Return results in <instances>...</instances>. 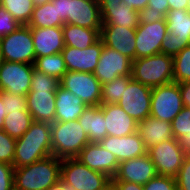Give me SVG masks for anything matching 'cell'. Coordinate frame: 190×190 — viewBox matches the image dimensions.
Here are the masks:
<instances>
[{
	"mask_svg": "<svg viewBox=\"0 0 190 190\" xmlns=\"http://www.w3.org/2000/svg\"><path fill=\"white\" fill-rule=\"evenodd\" d=\"M47 190H76L71 184H65L61 180L49 187Z\"/></svg>",
	"mask_w": 190,
	"mask_h": 190,
	"instance_id": "cell-48",
	"label": "cell"
},
{
	"mask_svg": "<svg viewBox=\"0 0 190 190\" xmlns=\"http://www.w3.org/2000/svg\"><path fill=\"white\" fill-rule=\"evenodd\" d=\"M34 6L44 5L51 0H32Z\"/></svg>",
	"mask_w": 190,
	"mask_h": 190,
	"instance_id": "cell-50",
	"label": "cell"
},
{
	"mask_svg": "<svg viewBox=\"0 0 190 190\" xmlns=\"http://www.w3.org/2000/svg\"><path fill=\"white\" fill-rule=\"evenodd\" d=\"M34 68L58 80L67 72L65 61L61 53L36 58Z\"/></svg>",
	"mask_w": 190,
	"mask_h": 190,
	"instance_id": "cell-32",
	"label": "cell"
},
{
	"mask_svg": "<svg viewBox=\"0 0 190 190\" xmlns=\"http://www.w3.org/2000/svg\"><path fill=\"white\" fill-rule=\"evenodd\" d=\"M0 190H14V166L0 162Z\"/></svg>",
	"mask_w": 190,
	"mask_h": 190,
	"instance_id": "cell-43",
	"label": "cell"
},
{
	"mask_svg": "<svg viewBox=\"0 0 190 190\" xmlns=\"http://www.w3.org/2000/svg\"><path fill=\"white\" fill-rule=\"evenodd\" d=\"M103 190H115L114 186L112 183H110L106 188H104Z\"/></svg>",
	"mask_w": 190,
	"mask_h": 190,
	"instance_id": "cell-51",
	"label": "cell"
},
{
	"mask_svg": "<svg viewBox=\"0 0 190 190\" xmlns=\"http://www.w3.org/2000/svg\"><path fill=\"white\" fill-rule=\"evenodd\" d=\"M89 142L78 120L51 124L52 155L57 158H75Z\"/></svg>",
	"mask_w": 190,
	"mask_h": 190,
	"instance_id": "cell-3",
	"label": "cell"
},
{
	"mask_svg": "<svg viewBox=\"0 0 190 190\" xmlns=\"http://www.w3.org/2000/svg\"><path fill=\"white\" fill-rule=\"evenodd\" d=\"M165 21L168 32L161 44V53L175 56L190 45V13L187 10H169Z\"/></svg>",
	"mask_w": 190,
	"mask_h": 190,
	"instance_id": "cell-7",
	"label": "cell"
},
{
	"mask_svg": "<svg viewBox=\"0 0 190 190\" xmlns=\"http://www.w3.org/2000/svg\"><path fill=\"white\" fill-rule=\"evenodd\" d=\"M127 6L132 7L134 10H137L141 14L148 5L149 0H122Z\"/></svg>",
	"mask_w": 190,
	"mask_h": 190,
	"instance_id": "cell-46",
	"label": "cell"
},
{
	"mask_svg": "<svg viewBox=\"0 0 190 190\" xmlns=\"http://www.w3.org/2000/svg\"><path fill=\"white\" fill-rule=\"evenodd\" d=\"M107 135L122 137L137 132L138 122L117 103L101 104Z\"/></svg>",
	"mask_w": 190,
	"mask_h": 190,
	"instance_id": "cell-23",
	"label": "cell"
},
{
	"mask_svg": "<svg viewBox=\"0 0 190 190\" xmlns=\"http://www.w3.org/2000/svg\"><path fill=\"white\" fill-rule=\"evenodd\" d=\"M100 39L103 44L130 58L136 59V29L118 25H102Z\"/></svg>",
	"mask_w": 190,
	"mask_h": 190,
	"instance_id": "cell-20",
	"label": "cell"
},
{
	"mask_svg": "<svg viewBox=\"0 0 190 190\" xmlns=\"http://www.w3.org/2000/svg\"><path fill=\"white\" fill-rule=\"evenodd\" d=\"M176 179L177 190H190V156H186Z\"/></svg>",
	"mask_w": 190,
	"mask_h": 190,
	"instance_id": "cell-42",
	"label": "cell"
},
{
	"mask_svg": "<svg viewBox=\"0 0 190 190\" xmlns=\"http://www.w3.org/2000/svg\"><path fill=\"white\" fill-rule=\"evenodd\" d=\"M30 29L36 58L58 54L64 49L62 27Z\"/></svg>",
	"mask_w": 190,
	"mask_h": 190,
	"instance_id": "cell-24",
	"label": "cell"
},
{
	"mask_svg": "<svg viewBox=\"0 0 190 190\" xmlns=\"http://www.w3.org/2000/svg\"><path fill=\"white\" fill-rule=\"evenodd\" d=\"M187 11L190 13V0L188 2Z\"/></svg>",
	"mask_w": 190,
	"mask_h": 190,
	"instance_id": "cell-53",
	"label": "cell"
},
{
	"mask_svg": "<svg viewBox=\"0 0 190 190\" xmlns=\"http://www.w3.org/2000/svg\"><path fill=\"white\" fill-rule=\"evenodd\" d=\"M152 88L131 78L117 102L137 122L150 116Z\"/></svg>",
	"mask_w": 190,
	"mask_h": 190,
	"instance_id": "cell-13",
	"label": "cell"
},
{
	"mask_svg": "<svg viewBox=\"0 0 190 190\" xmlns=\"http://www.w3.org/2000/svg\"><path fill=\"white\" fill-rule=\"evenodd\" d=\"M55 107V121L67 122L77 120L87 105L81 98L59 85L56 90Z\"/></svg>",
	"mask_w": 190,
	"mask_h": 190,
	"instance_id": "cell-26",
	"label": "cell"
},
{
	"mask_svg": "<svg viewBox=\"0 0 190 190\" xmlns=\"http://www.w3.org/2000/svg\"><path fill=\"white\" fill-rule=\"evenodd\" d=\"M173 56L164 53L132 61V78L151 88L173 82Z\"/></svg>",
	"mask_w": 190,
	"mask_h": 190,
	"instance_id": "cell-4",
	"label": "cell"
},
{
	"mask_svg": "<svg viewBox=\"0 0 190 190\" xmlns=\"http://www.w3.org/2000/svg\"><path fill=\"white\" fill-rule=\"evenodd\" d=\"M0 5L8 11L20 25H28L32 18V0H0Z\"/></svg>",
	"mask_w": 190,
	"mask_h": 190,
	"instance_id": "cell-33",
	"label": "cell"
},
{
	"mask_svg": "<svg viewBox=\"0 0 190 190\" xmlns=\"http://www.w3.org/2000/svg\"><path fill=\"white\" fill-rule=\"evenodd\" d=\"M62 159L53 155L14 168V190H47L60 180Z\"/></svg>",
	"mask_w": 190,
	"mask_h": 190,
	"instance_id": "cell-2",
	"label": "cell"
},
{
	"mask_svg": "<svg viewBox=\"0 0 190 190\" xmlns=\"http://www.w3.org/2000/svg\"><path fill=\"white\" fill-rule=\"evenodd\" d=\"M3 61V58H2V54H1V46H0V65H1V62Z\"/></svg>",
	"mask_w": 190,
	"mask_h": 190,
	"instance_id": "cell-52",
	"label": "cell"
},
{
	"mask_svg": "<svg viewBox=\"0 0 190 190\" xmlns=\"http://www.w3.org/2000/svg\"><path fill=\"white\" fill-rule=\"evenodd\" d=\"M99 143L113 153L119 163L147 154V149L138 132L122 137L107 135Z\"/></svg>",
	"mask_w": 190,
	"mask_h": 190,
	"instance_id": "cell-21",
	"label": "cell"
},
{
	"mask_svg": "<svg viewBox=\"0 0 190 190\" xmlns=\"http://www.w3.org/2000/svg\"><path fill=\"white\" fill-rule=\"evenodd\" d=\"M137 132L141 136L146 149L174 138L170 122L151 116L138 122Z\"/></svg>",
	"mask_w": 190,
	"mask_h": 190,
	"instance_id": "cell-25",
	"label": "cell"
},
{
	"mask_svg": "<svg viewBox=\"0 0 190 190\" xmlns=\"http://www.w3.org/2000/svg\"><path fill=\"white\" fill-rule=\"evenodd\" d=\"M51 155V124L33 121L22 137L16 139L13 166H27Z\"/></svg>",
	"mask_w": 190,
	"mask_h": 190,
	"instance_id": "cell-1",
	"label": "cell"
},
{
	"mask_svg": "<svg viewBox=\"0 0 190 190\" xmlns=\"http://www.w3.org/2000/svg\"><path fill=\"white\" fill-rule=\"evenodd\" d=\"M59 85L81 98L87 106L101 105L102 84L93 73L67 71Z\"/></svg>",
	"mask_w": 190,
	"mask_h": 190,
	"instance_id": "cell-11",
	"label": "cell"
},
{
	"mask_svg": "<svg viewBox=\"0 0 190 190\" xmlns=\"http://www.w3.org/2000/svg\"><path fill=\"white\" fill-rule=\"evenodd\" d=\"M75 158L90 169L102 172L111 179L119 165L115 155L97 142H89Z\"/></svg>",
	"mask_w": 190,
	"mask_h": 190,
	"instance_id": "cell-18",
	"label": "cell"
},
{
	"mask_svg": "<svg viewBox=\"0 0 190 190\" xmlns=\"http://www.w3.org/2000/svg\"><path fill=\"white\" fill-rule=\"evenodd\" d=\"M132 60L118 51L104 45L93 74L101 83H107L120 76H132Z\"/></svg>",
	"mask_w": 190,
	"mask_h": 190,
	"instance_id": "cell-15",
	"label": "cell"
},
{
	"mask_svg": "<svg viewBox=\"0 0 190 190\" xmlns=\"http://www.w3.org/2000/svg\"><path fill=\"white\" fill-rule=\"evenodd\" d=\"M3 61L34 65L33 37L28 25H21L13 33L0 39Z\"/></svg>",
	"mask_w": 190,
	"mask_h": 190,
	"instance_id": "cell-8",
	"label": "cell"
},
{
	"mask_svg": "<svg viewBox=\"0 0 190 190\" xmlns=\"http://www.w3.org/2000/svg\"><path fill=\"white\" fill-rule=\"evenodd\" d=\"M102 25H118L123 28L136 29L142 14L127 6L122 0H98Z\"/></svg>",
	"mask_w": 190,
	"mask_h": 190,
	"instance_id": "cell-16",
	"label": "cell"
},
{
	"mask_svg": "<svg viewBox=\"0 0 190 190\" xmlns=\"http://www.w3.org/2000/svg\"><path fill=\"white\" fill-rule=\"evenodd\" d=\"M104 44L99 39L86 49L64 46L61 51L67 71L93 73L98 65Z\"/></svg>",
	"mask_w": 190,
	"mask_h": 190,
	"instance_id": "cell-17",
	"label": "cell"
},
{
	"mask_svg": "<svg viewBox=\"0 0 190 190\" xmlns=\"http://www.w3.org/2000/svg\"><path fill=\"white\" fill-rule=\"evenodd\" d=\"M115 190H143V185L128 181H111Z\"/></svg>",
	"mask_w": 190,
	"mask_h": 190,
	"instance_id": "cell-44",
	"label": "cell"
},
{
	"mask_svg": "<svg viewBox=\"0 0 190 190\" xmlns=\"http://www.w3.org/2000/svg\"><path fill=\"white\" fill-rule=\"evenodd\" d=\"M168 32L165 18H142L136 28V59L161 53Z\"/></svg>",
	"mask_w": 190,
	"mask_h": 190,
	"instance_id": "cell-10",
	"label": "cell"
},
{
	"mask_svg": "<svg viewBox=\"0 0 190 190\" xmlns=\"http://www.w3.org/2000/svg\"><path fill=\"white\" fill-rule=\"evenodd\" d=\"M143 190H177L176 179L157 174L143 186Z\"/></svg>",
	"mask_w": 190,
	"mask_h": 190,
	"instance_id": "cell-40",
	"label": "cell"
},
{
	"mask_svg": "<svg viewBox=\"0 0 190 190\" xmlns=\"http://www.w3.org/2000/svg\"><path fill=\"white\" fill-rule=\"evenodd\" d=\"M4 110H5V107L2 101V96H1V91H0V129L3 128L4 118L6 116V112Z\"/></svg>",
	"mask_w": 190,
	"mask_h": 190,
	"instance_id": "cell-49",
	"label": "cell"
},
{
	"mask_svg": "<svg viewBox=\"0 0 190 190\" xmlns=\"http://www.w3.org/2000/svg\"><path fill=\"white\" fill-rule=\"evenodd\" d=\"M132 76H120L113 81L102 84L101 104L117 103Z\"/></svg>",
	"mask_w": 190,
	"mask_h": 190,
	"instance_id": "cell-34",
	"label": "cell"
},
{
	"mask_svg": "<svg viewBox=\"0 0 190 190\" xmlns=\"http://www.w3.org/2000/svg\"><path fill=\"white\" fill-rule=\"evenodd\" d=\"M171 124L173 137L178 140L184 154L190 156V107L184 106Z\"/></svg>",
	"mask_w": 190,
	"mask_h": 190,
	"instance_id": "cell-30",
	"label": "cell"
},
{
	"mask_svg": "<svg viewBox=\"0 0 190 190\" xmlns=\"http://www.w3.org/2000/svg\"><path fill=\"white\" fill-rule=\"evenodd\" d=\"M60 180L76 190H103L111 183L106 174L90 169L76 158L62 159Z\"/></svg>",
	"mask_w": 190,
	"mask_h": 190,
	"instance_id": "cell-6",
	"label": "cell"
},
{
	"mask_svg": "<svg viewBox=\"0 0 190 190\" xmlns=\"http://www.w3.org/2000/svg\"><path fill=\"white\" fill-rule=\"evenodd\" d=\"M56 5L57 18L64 24L101 29L102 20L98 0H51Z\"/></svg>",
	"mask_w": 190,
	"mask_h": 190,
	"instance_id": "cell-5",
	"label": "cell"
},
{
	"mask_svg": "<svg viewBox=\"0 0 190 190\" xmlns=\"http://www.w3.org/2000/svg\"><path fill=\"white\" fill-rule=\"evenodd\" d=\"M62 31L65 46L86 49L100 39L101 29H90L73 24H64Z\"/></svg>",
	"mask_w": 190,
	"mask_h": 190,
	"instance_id": "cell-28",
	"label": "cell"
},
{
	"mask_svg": "<svg viewBox=\"0 0 190 190\" xmlns=\"http://www.w3.org/2000/svg\"><path fill=\"white\" fill-rule=\"evenodd\" d=\"M183 107L178 83L171 82L152 88L151 117L171 123Z\"/></svg>",
	"mask_w": 190,
	"mask_h": 190,
	"instance_id": "cell-9",
	"label": "cell"
},
{
	"mask_svg": "<svg viewBox=\"0 0 190 190\" xmlns=\"http://www.w3.org/2000/svg\"><path fill=\"white\" fill-rule=\"evenodd\" d=\"M156 175L157 172L151 158L145 154L120 162L111 181H128L144 186Z\"/></svg>",
	"mask_w": 190,
	"mask_h": 190,
	"instance_id": "cell-19",
	"label": "cell"
},
{
	"mask_svg": "<svg viewBox=\"0 0 190 190\" xmlns=\"http://www.w3.org/2000/svg\"><path fill=\"white\" fill-rule=\"evenodd\" d=\"M63 25L61 19L57 18L56 5H53L51 1L35 6L28 23L30 28L63 27Z\"/></svg>",
	"mask_w": 190,
	"mask_h": 190,
	"instance_id": "cell-29",
	"label": "cell"
},
{
	"mask_svg": "<svg viewBox=\"0 0 190 190\" xmlns=\"http://www.w3.org/2000/svg\"><path fill=\"white\" fill-rule=\"evenodd\" d=\"M173 82L190 81V45L173 56Z\"/></svg>",
	"mask_w": 190,
	"mask_h": 190,
	"instance_id": "cell-35",
	"label": "cell"
},
{
	"mask_svg": "<svg viewBox=\"0 0 190 190\" xmlns=\"http://www.w3.org/2000/svg\"><path fill=\"white\" fill-rule=\"evenodd\" d=\"M55 101L56 91L49 89H30L26 95L28 111L33 120L38 122H55Z\"/></svg>",
	"mask_w": 190,
	"mask_h": 190,
	"instance_id": "cell-22",
	"label": "cell"
},
{
	"mask_svg": "<svg viewBox=\"0 0 190 190\" xmlns=\"http://www.w3.org/2000/svg\"><path fill=\"white\" fill-rule=\"evenodd\" d=\"M189 0H168L169 10H187Z\"/></svg>",
	"mask_w": 190,
	"mask_h": 190,
	"instance_id": "cell-47",
	"label": "cell"
},
{
	"mask_svg": "<svg viewBox=\"0 0 190 190\" xmlns=\"http://www.w3.org/2000/svg\"><path fill=\"white\" fill-rule=\"evenodd\" d=\"M34 65L2 61L0 65V91L26 96L30 91Z\"/></svg>",
	"mask_w": 190,
	"mask_h": 190,
	"instance_id": "cell-14",
	"label": "cell"
},
{
	"mask_svg": "<svg viewBox=\"0 0 190 190\" xmlns=\"http://www.w3.org/2000/svg\"><path fill=\"white\" fill-rule=\"evenodd\" d=\"M58 87V79L35 68L33 69L30 89H49L51 91H56Z\"/></svg>",
	"mask_w": 190,
	"mask_h": 190,
	"instance_id": "cell-38",
	"label": "cell"
},
{
	"mask_svg": "<svg viewBox=\"0 0 190 190\" xmlns=\"http://www.w3.org/2000/svg\"><path fill=\"white\" fill-rule=\"evenodd\" d=\"M21 25L0 5V39L13 33Z\"/></svg>",
	"mask_w": 190,
	"mask_h": 190,
	"instance_id": "cell-41",
	"label": "cell"
},
{
	"mask_svg": "<svg viewBox=\"0 0 190 190\" xmlns=\"http://www.w3.org/2000/svg\"><path fill=\"white\" fill-rule=\"evenodd\" d=\"M168 11V0H149L142 13V18H165Z\"/></svg>",
	"mask_w": 190,
	"mask_h": 190,
	"instance_id": "cell-39",
	"label": "cell"
},
{
	"mask_svg": "<svg viewBox=\"0 0 190 190\" xmlns=\"http://www.w3.org/2000/svg\"><path fill=\"white\" fill-rule=\"evenodd\" d=\"M33 121L29 111L10 112L4 118L2 130L10 137L18 139L29 129Z\"/></svg>",
	"mask_w": 190,
	"mask_h": 190,
	"instance_id": "cell-31",
	"label": "cell"
},
{
	"mask_svg": "<svg viewBox=\"0 0 190 190\" xmlns=\"http://www.w3.org/2000/svg\"><path fill=\"white\" fill-rule=\"evenodd\" d=\"M77 120L90 142L99 143L107 136L104 113L100 106H87Z\"/></svg>",
	"mask_w": 190,
	"mask_h": 190,
	"instance_id": "cell-27",
	"label": "cell"
},
{
	"mask_svg": "<svg viewBox=\"0 0 190 190\" xmlns=\"http://www.w3.org/2000/svg\"><path fill=\"white\" fill-rule=\"evenodd\" d=\"M158 175L176 177L186 155L175 138L147 149Z\"/></svg>",
	"mask_w": 190,
	"mask_h": 190,
	"instance_id": "cell-12",
	"label": "cell"
},
{
	"mask_svg": "<svg viewBox=\"0 0 190 190\" xmlns=\"http://www.w3.org/2000/svg\"><path fill=\"white\" fill-rule=\"evenodd\" d=\"M178 84L184 106L190 107V81Z\"/></svg>",
	"mask_w": 190,
	"mask_h": 190,
	"instance_id": "cell-45",
	"label": "cell"
},
{
	"mask_svg": "<svg viewBox=\"0 0 190 190\" xmlns=\"http://www.w3.org/2000/svg\"><path fill=\"white\" fill-rule=\"evenodd\" d=\"M16 139L0 129V162L13 165Z\"/></svg>",
	"mask_w": 190,
	"mask_h": 190,
	"instance_id": "cell-36",
	"label": "cell"
},
{
	"mask_svg": "<svg viewBox=\"0 0 190 190\" xmlns=\"http://www.w3.org/2000/svg\"><path fill=\"white\" fill-rule=\"evenodd\" d=\"M1 96L6 115L10 112L28 111L26 96L21 94H10L5 91H1Z\"/></svg>",
	"mask_w": 190,
	"mask_h": 190,
	"instance_id": "cell-37",
	"label": "cell"
}]
</instances>
